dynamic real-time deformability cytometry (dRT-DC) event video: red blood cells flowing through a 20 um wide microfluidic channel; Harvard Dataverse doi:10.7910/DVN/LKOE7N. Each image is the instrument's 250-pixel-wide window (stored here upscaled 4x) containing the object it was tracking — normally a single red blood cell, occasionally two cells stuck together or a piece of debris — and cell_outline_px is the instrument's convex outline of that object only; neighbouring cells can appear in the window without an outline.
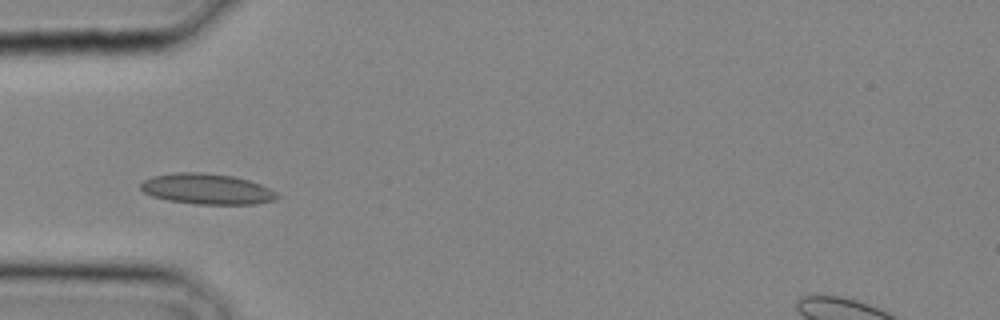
{"species": "common noctule bat (a hibernating species)", "species_latin": "Nyctalus noctula", "temperature_condition": "cold", "stored_images_in_passage": 13, "camera_frame_rate_fps": 3000, "um_per_image_px": 0.085, "animal": {"sex": "male", "body_mass_g": 20.4}, "frame": {"image": 1, "passage_image": 1, "time_ms": 0.0, "image_size_px": [1000, 320], "cell_outline_px": [[280, 196], [276, 200], [256, 204], [196, 204], [168, 200], [152, 196], [144, 192], [140, 188], [140, 184], [144, 180], [152, 176], [172, 172], [204, 172], [232, 176], [248, 180], [260, 184], [276, 192]], "centroid_in_image_um": [17.58, 16.06], "position_along_channel_um": 67.4, "area_um2": 24.45}}
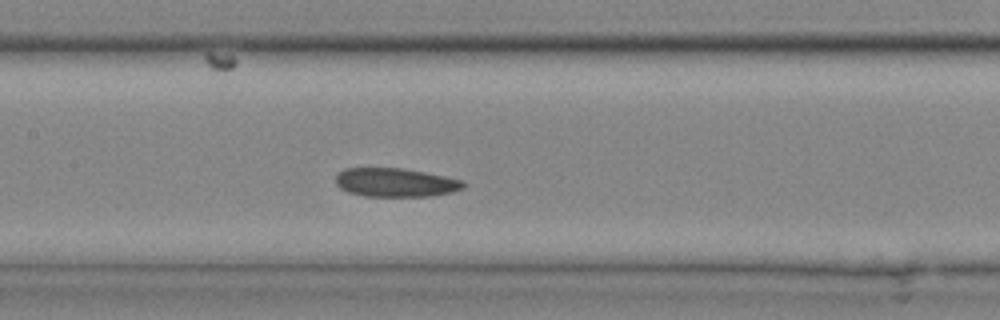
{"frame": {"image": 2, "passage_image": 6, "time_ms": 1.667, "image_size_px": [1000, 320], "cell_outline_px": [[464, 188], [452, 192], [432, 196], [364, 196], [348, 192], [340, 188], [336, 184], [336, 176], [344, 168], [404, 168], [464, 180]], "centroid_in_image_um": [33.62, 15.51], "position_along_channel_um": 173.8, "area_um2": 21.39}}
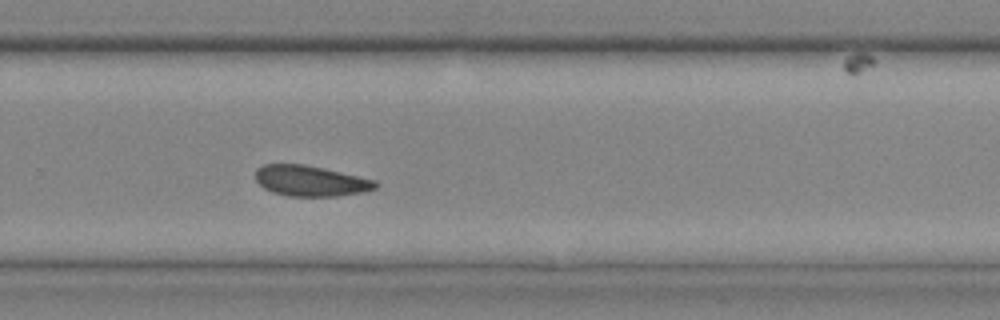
{"frame": {"image": 3, "passage_image": 12, "time_ms": 3.667, "image_size_px": [1000, 320], "cell_outline_px": [[380, 184], [376, 188], [364, 192], [336, 196], [288, 196], [272, 192], [264, 188], [256, 180], [256, 168], [264, 164], [304, 164], [324, 168], [376, 180]], "centroid_in_image_um": [26.41, 15.37], "position_along_channel_um": 303.4, "area_um2": 21.5}}